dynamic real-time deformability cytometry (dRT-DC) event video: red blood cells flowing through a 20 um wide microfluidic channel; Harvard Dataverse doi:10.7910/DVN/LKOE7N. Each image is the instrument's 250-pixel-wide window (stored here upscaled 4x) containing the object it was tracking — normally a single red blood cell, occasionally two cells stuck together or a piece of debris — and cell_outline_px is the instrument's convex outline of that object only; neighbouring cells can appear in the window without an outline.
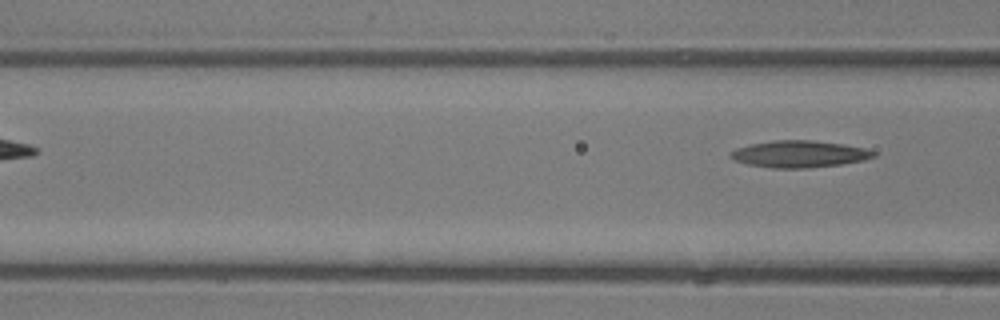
{"species": "common noctule bat (a hibernating species)", "species_latin": "Nyctalus noctula", "temperature_condition": "room temperature", "stored_images_in_passage": 4, "camera_frame_rate_fps": 3000, "um_per_image_px": 0.085, "animal": {"sex": "male", "body_mass_g": 13.3}, "frame": {"image": 1, "passage_image": 4, "time_ms": 3.333, "image_size_px": [1000, 320], "cell_outline_px": [[876, 156], [864, 160], [840, 164], [808, 168], [772, 168], [748, 164], [732, 160], [728, 156], [728, 152], [736, 148], [752, 144], [772, 140], [812, 140], [844, 144], [864, 148], [876, 152]], "centroid_in_image_um": [67.9, 13.09], "position_along_channel_um": 98.7, "area_um2": 22.48}}